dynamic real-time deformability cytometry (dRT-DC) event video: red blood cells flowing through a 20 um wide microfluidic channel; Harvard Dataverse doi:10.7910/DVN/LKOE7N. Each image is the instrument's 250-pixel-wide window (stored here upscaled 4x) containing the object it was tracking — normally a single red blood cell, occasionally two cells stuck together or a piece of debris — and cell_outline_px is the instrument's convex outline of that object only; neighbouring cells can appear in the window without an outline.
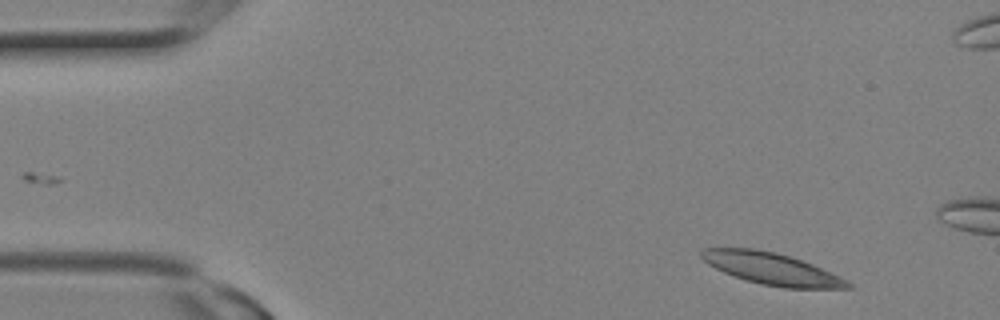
{"species": "Egyptian fruit bat (a non-hibernating species)", "species_latin": "Rousettus aegyptiacus", "temperature_condition": "room temperature", "stored_images_in_passage": 6, "camera_frame_rate_fps": 3000, "um_per_image_px": 0.085, "animal": {"sex": "female"}, "frame": {"image": 1, "passage_image": 1, "time_ms": 0.0, "image_size_px": [1000, 320], "cell_outline_px": [[856, 288], [784, 288], [760, 284], [724, 272], [708, 264], [700, 256], [700, 252], [704, 248], [756, 248], [776, 252], [812, 264], [840, 276], [848, 280]], "centroid_in_image_um": [65.62, 22.84], "position_along_channel_um": 19.4, "area_um2": 26.99}}